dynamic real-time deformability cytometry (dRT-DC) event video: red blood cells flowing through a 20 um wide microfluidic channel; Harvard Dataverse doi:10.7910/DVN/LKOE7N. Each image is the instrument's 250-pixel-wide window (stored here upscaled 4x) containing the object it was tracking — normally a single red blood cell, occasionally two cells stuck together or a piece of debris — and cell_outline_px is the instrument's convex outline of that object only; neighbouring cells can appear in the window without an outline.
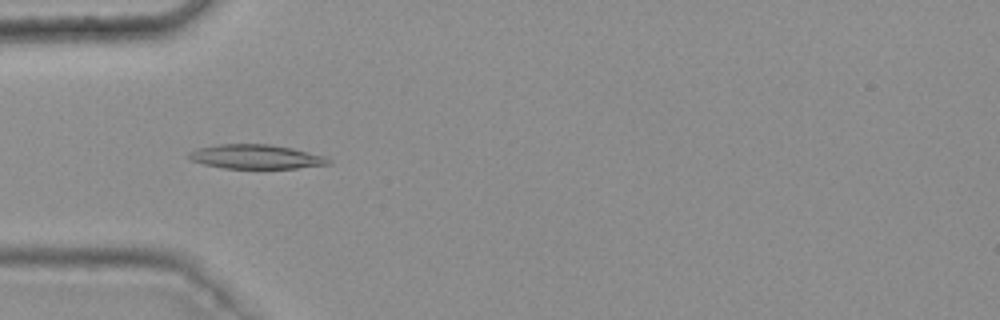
{"species": "common noctule bat (a hibernating species)", "species_latin": "Nyctalus noctula", "temperature_condition": "warm", "stored_images_in_passage": 42, "camera_frame_rate_fps": 3000, "um_per_image_px": 0.085, "animal": {"sex": "female", "body_mass_g": 25.1}, "frame": {"image": 1, "passage_image": 17, "time_ms": 5.333, "image_size_px": [1000, 320], "cell_outline_px": [[332, 164], [296, 168], [224, 168], [204, 164], [192, 160], [188, 156], [188, 152], [196, 148], [220, 144], [272, 144], [292, 148], [324, 156], [332, 160]], "centroid_in_image_um": [21.77, 13.32], "position_along_channel_um": 63.2, "area_um2": 19.71}}
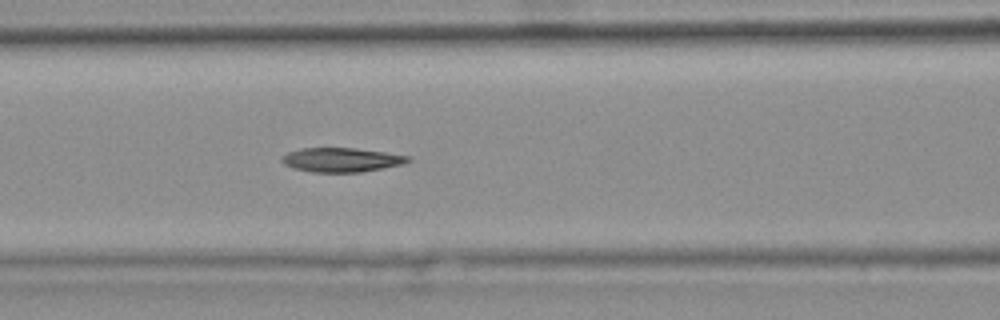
{"frame": {"image": 2, "passage_image": 23, "time_ms": 7.333, "image_size_px": [1000, 320], "cell_outline_px": [[412, 160], [404, 164], [384, 168], [360, 172], [312, 172], [296, 168], [284, 164], [280, 160], [280, 156], [288, 152], [300, 148], [356, 148], [384, 152], [408, 156]], "centroid_in_image_um": [29.01, 13.58], "position_along_channel_um": 137.6, "area_um2": 17.8}}
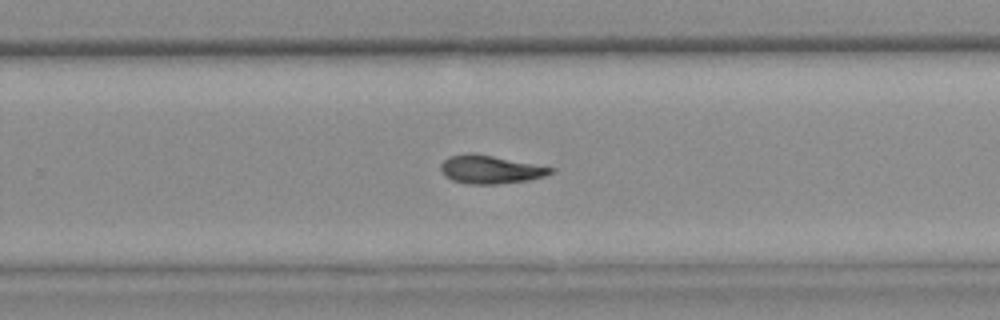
{"frame": {"image": 3, "passage_image": 35, "time_ms": 11.333, "image_size_px": [1000, 320], "cell_outline_px": [[556, 168], [552, 172], [544, 176], [528, 180], [496, 184], [468, 184], [452, 180], [444, 176], [440, 168], [440, 164], [448, 156], [468, 152], [472, 152]], "centroid_in_image_um": [41.63, 14.39], "position_along_channel_um": 288.2, "area_um2": 18.15}}